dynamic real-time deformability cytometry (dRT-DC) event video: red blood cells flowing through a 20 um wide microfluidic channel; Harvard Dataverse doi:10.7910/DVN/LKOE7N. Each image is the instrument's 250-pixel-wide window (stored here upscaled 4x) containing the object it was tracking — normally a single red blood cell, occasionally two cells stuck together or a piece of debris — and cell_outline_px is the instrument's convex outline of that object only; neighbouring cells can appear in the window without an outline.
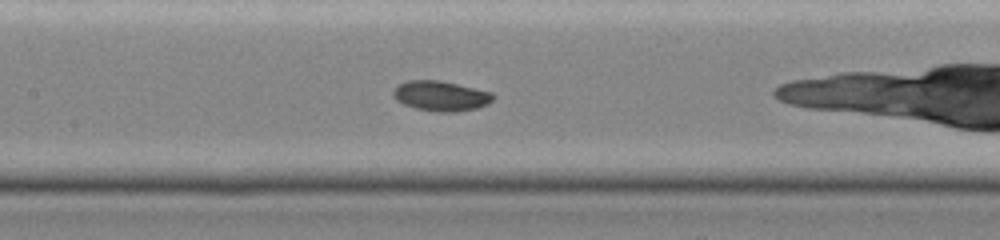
{"species": "common noctule bat (a hibernating species)", "species_latin": "Nyctalus noctula", "temperature_condition": "cold", "stored_images_in_passage": 23, "camera_frame_rate_fps": 3000, "um_per_image_px": 0.085, "animal": {"sex": "female", "body_mass_g": 19.0, "forearm_length_mm": 51.5}, "frame": {"image": 1, "passage_image": 7, "time_ms": 3.333, "image_size_px": [1000, 240], "cell_outline_px": [[496, 96], [488, 104], [476, 108], [452, 112], [440, 112], [416, 108], [404, 104], [396, 100], [392, 96], [392, 92], [396, 84], [408, 80], [440, 80], [492, 92]], "centroid_in_image_um": [37.44, 8.14], "position_along_channel_um": 170.0, "area_um2": 17.57}}
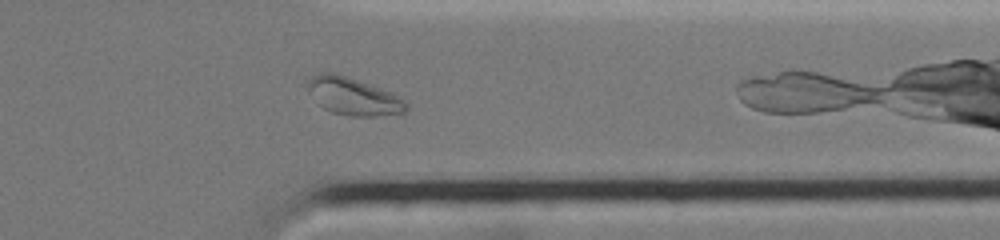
{"frame": {"image": 2, "passage_image": 17, "time_ms": 8.667, "image_size_px": [1000, 240], "cell_outline_px": [[408, 108], [404, 112], [376, 116], [352, 116], [332, 112], [316, 104], [308, 92], [308, 76], [316, 72], [336, 72], [380, 88], [404, 100], [408, 104]], "centroid_in_image_um": [29.94, 8.17], "position_along_channel_um": 381.5, "area_um2": 21.62}}